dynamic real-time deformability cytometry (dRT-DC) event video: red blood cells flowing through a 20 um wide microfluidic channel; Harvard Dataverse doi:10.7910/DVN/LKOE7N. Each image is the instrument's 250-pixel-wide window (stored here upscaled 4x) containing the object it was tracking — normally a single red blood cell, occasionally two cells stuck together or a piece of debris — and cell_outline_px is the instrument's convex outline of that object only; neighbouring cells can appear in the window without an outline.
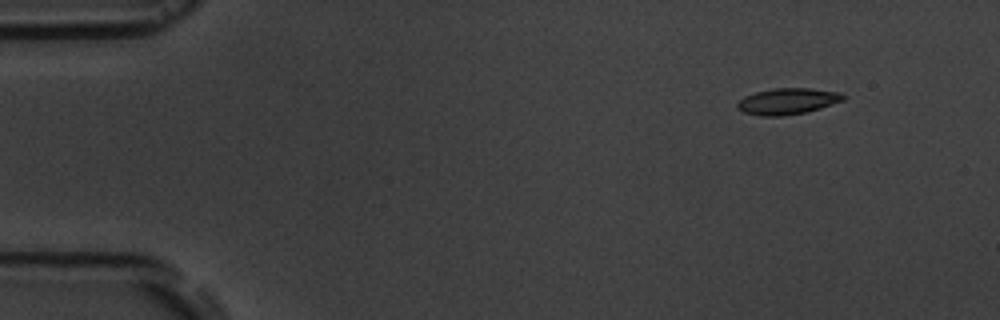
{"species": "common noctule bat (a hibernating species)", "species_latin": "Nyctalus noctula", "temperature_condition": "room temperature", "stored_images_in_passage": 5, "camera_frame_rate_fps": 3000, "um_per_image_px": 0.085, "animal": {"sex": "male", "body_mass_g": 19.5, "forearm_length_mm": 54.6}, "frame": {"image": 1, "passage_image": 1, "time_ms": 0.0, "image_size_px": [1000, 320], "cell_outline_px": [[848, 96], [844, 100], [820, 108], [804, 112], [784, 116], [760, 116], [744, 112], [736, 108], [736, 104], [744, 96], [756, 92], [772, 88], [808, 88], [840, 92]], "centroid_in_image_um": [66.94, 8.6], "position_along_channel_um": 18.1, "area_um2": 16.24}}
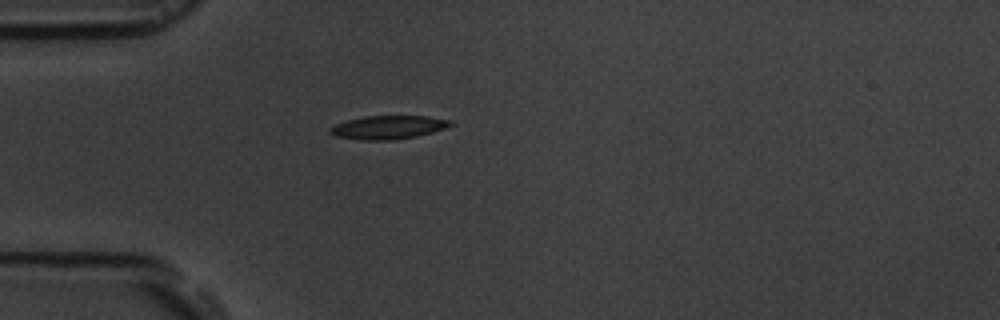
{"frame": {"image": 2, "passage_image": 4, "time_ms": 3.333, "image_size_px": [1000, 320], "cell_outline_px": [[456, 124], [432, 132], [416, 136], [392, 140], [360, 140], [336, 136], [328, 132], [328, 128], [336, 124], [348, 120], [364, 116], [428, 116], [452, 120]], "centroid_in_image_um": [33.01, 10.82], "position_along_channel_um": 52.0, "area_um2": 16.53}}